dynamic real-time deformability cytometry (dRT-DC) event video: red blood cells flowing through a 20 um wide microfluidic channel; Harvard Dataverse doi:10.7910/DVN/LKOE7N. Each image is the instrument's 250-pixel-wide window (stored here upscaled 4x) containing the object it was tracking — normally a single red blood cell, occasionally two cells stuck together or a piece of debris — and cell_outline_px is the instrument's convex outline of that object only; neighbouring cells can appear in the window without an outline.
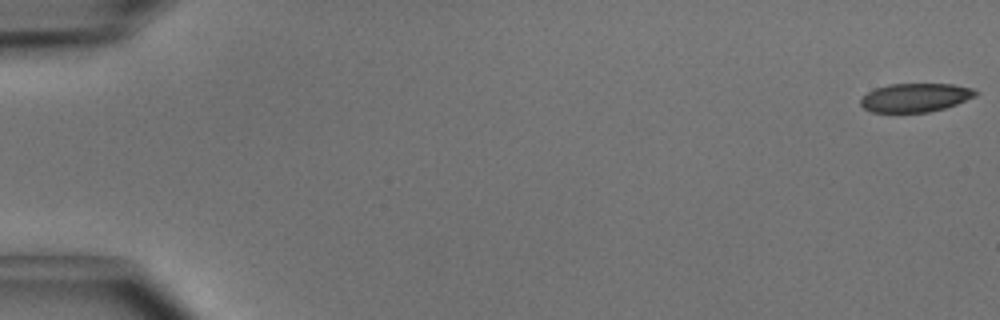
{"species": "common noctule bat (a hibernating species)", "species_latin": "Nyctalus noctula", "temperature_condition": "cold", "stored_images_in_passage": 50, "camera_frame_rate_fps": 3000, "um_per_image_px": 0.085, "animal": {"sex": "male", "body_mass_g": 15.6}, "frame": {"image": 1, "passage_image": 1, "time_ms": 0.0, "image_size_px": [1000, 320], "cell_outline_px": [[980, 92], [976, 96], [956, 104], [944, 108], [928, 112], [872, 112], [864, 108], [860, 104], [860, 100], [868, 92], [876, 88], [888, 84], [952, 84], [972, 88]], "centroid_in_image_um": [77.82, 8.29], "position_along_channel_um": 7.2, "area_um2": 19.13}}
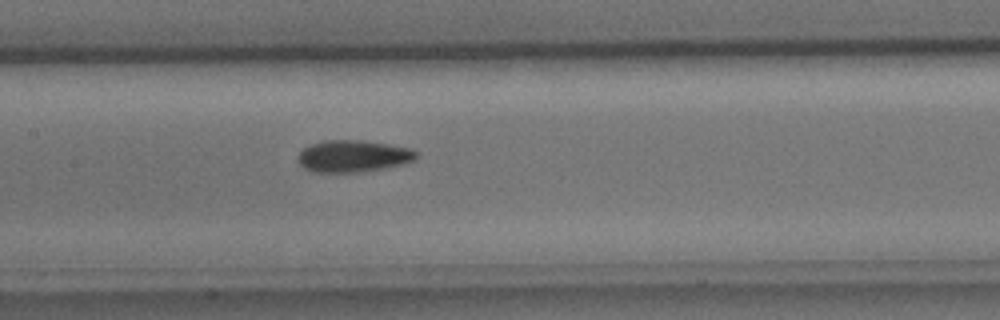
{"frame": {"image": 2, "passage_image": 25, "time_ms": 8.0, "image_size_px": [1000, 320], "cell_outline_px": [[416, 160], [404, 164], [384, 168], [360, 172], [316, 172], [304, 168], [296, 160], [296, 156], [304, 148], [312, 144], [324, 140], [364, 140], [412, 148], [416, 152]], "centroid_in_image_um": [30.02, 13.27], "position_along_channel_um": 177.4, "area_um2": 22.14}}
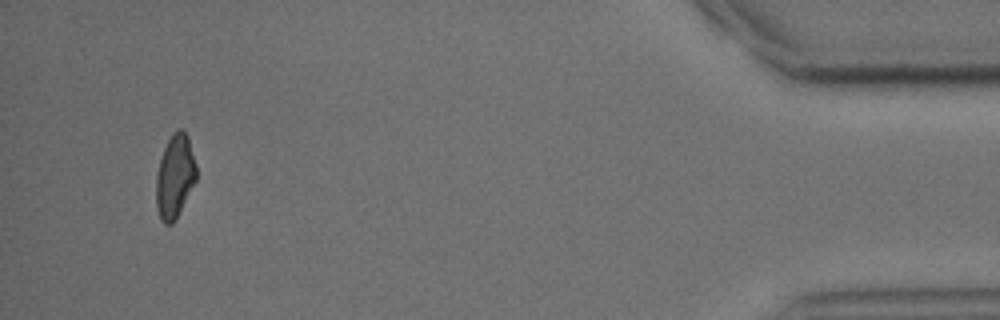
{"frame": {"image": 3, "passage_image": 48, "time_ms": 15.667, "image_size_px": [1000, 320], "cell_outline_px": [[196, 180], [176, 220], [172, 224], [164, 224], [160, 220], [156, 208], [156, 176], [160, 160], [164, 148], [172, 132], [180, 128], [184, 128], [188, 136], [196, 164]], "centroid_in_image_um": [14.86, 15.0], "position_along_channel_um": 420.3, "area_um2": 19.77}, "authors_computed_cell_mechanics": {"area_um2": 20.9236, "velocity_mm_per_s": 4.0586, "shape_relaxation_time_tau1_ms": 3.4862, "shape_relaxation_time_tau2_ms": 5.7665, "deformation_change_tau1": 0.1094, "deformation_change_tau2": 0.1319}}